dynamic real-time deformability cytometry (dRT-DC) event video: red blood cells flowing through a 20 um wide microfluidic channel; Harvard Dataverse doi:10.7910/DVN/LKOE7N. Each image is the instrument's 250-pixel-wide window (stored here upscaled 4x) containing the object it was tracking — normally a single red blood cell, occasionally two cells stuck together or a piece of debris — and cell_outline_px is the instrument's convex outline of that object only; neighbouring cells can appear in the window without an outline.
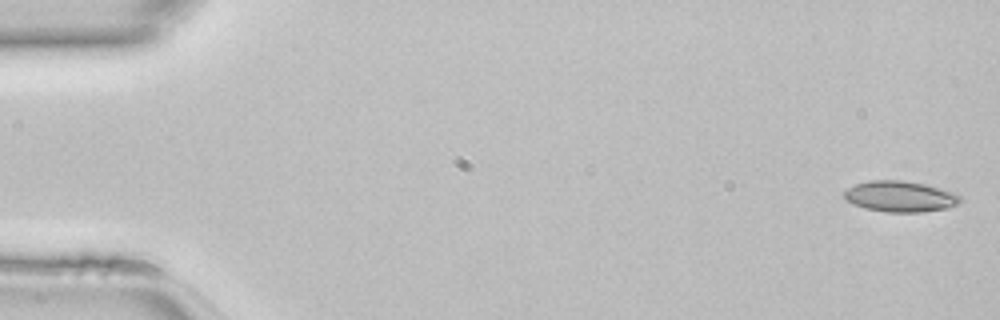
{"species": "common noctule bat (a hibernating species)", "species_latin": "Nyctalus noctula", "temperature_condition": "room temperature", "stored_images_in_passage": 47, "camera_frame_rate_fps": 3000, "um_per_image_px": 0.085, "animal": {"sex": "female", "body_mass_g": 22.7, "forearm_length_mm": 54.2}, "frame": {"image": 1, "passage_image": 1, "time_ms": 0.0, "image_size_px": [1000, 320], "cell_outline_px": [[960, 200], [956, 204], [948, 208], [920, 212], [888, 212], [864, 208], [852, 204], [844, 200], [844, 192], [848, 188], [856, 184], [868, 180], [904, 180], [924, 184], [956, 192], [960, 196]], "centroid_in_image_um": [76.49, 16.69], "position_along_channel_um": 8.5, "area_um2": 20.98}}
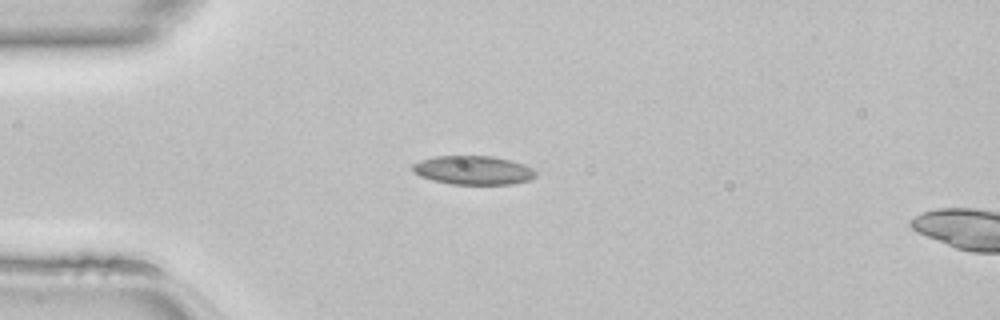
{"frame": {"image": 2, "passage_image": 12, "time_ms": 3.667, "image_size_px": [1000, 320], "cell_outline_px": [[536, 176], [528, 180], [512, 184], [452, 184], [432, 180], [420, 176], [412, 172], [412, 164], [420, 160], [436, 156], [492, 156], [524, 164], [532, 168], [536, 172]], "centroid_in_image_um": [40.2, 14.47], "position_along_channel_um": 44.8, "area_um2": 20.63}}
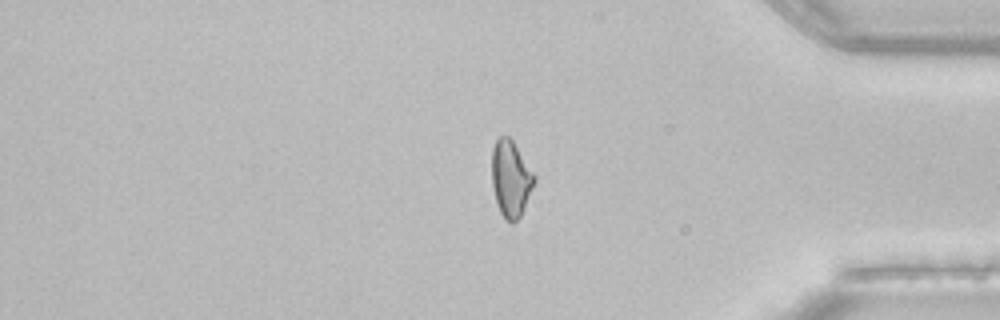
{"frame": {"image": 3, "passage_image": 39, "time_ms": 12.667, "image_size_px": [1000, 320], "cell_outline_px": [[536, 180], [524, 208], [520, 216], [512, 224], [504, 220], [496, 204], [492, 184], [492, 148], [496, 140], [500, 136], [508, 136], [512, 140], [536, 176]], "centroid_in_image_um": [43.4, 15.21], "position_along_channel_um": 391.8, "area_um2": 18.96}}